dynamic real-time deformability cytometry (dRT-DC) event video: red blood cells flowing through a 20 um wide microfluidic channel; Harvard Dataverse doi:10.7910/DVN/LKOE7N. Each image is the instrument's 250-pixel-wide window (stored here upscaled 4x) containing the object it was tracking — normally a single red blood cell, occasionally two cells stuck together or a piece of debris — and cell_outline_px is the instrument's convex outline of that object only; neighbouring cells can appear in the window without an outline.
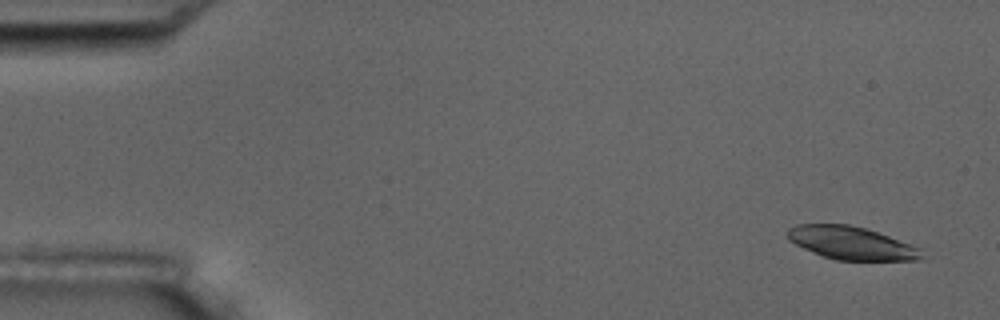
{"species": "common noctule bat (a hibernating species)", "species_latin": "Nyctalus noctula", "temperature_condition": "room temperature", "stored_images_in_passage": 4, "camera_frame_rate_fps": 3000, "um_per_image_px": 0.085, "animal": {"sex": "male", "body_mass_g": 17.5, "forearm_length_mm": 52.3}, "frame": {"image": 1, "passage_image": 1, "time_ms": 0.0, "image_size_px": [1000, 320], "cell_outline_px": [[920, 260], [836, 260], [824, 256], [804, 248], [788, 240], [788, 228], [796, 224], [848, 224], [864, 228], [888, 236], [920, 248]], "centroid_in_image_um": [72.32, 20.65], "position_along_channel_um": 12.7, "area_um2": 25.26}}
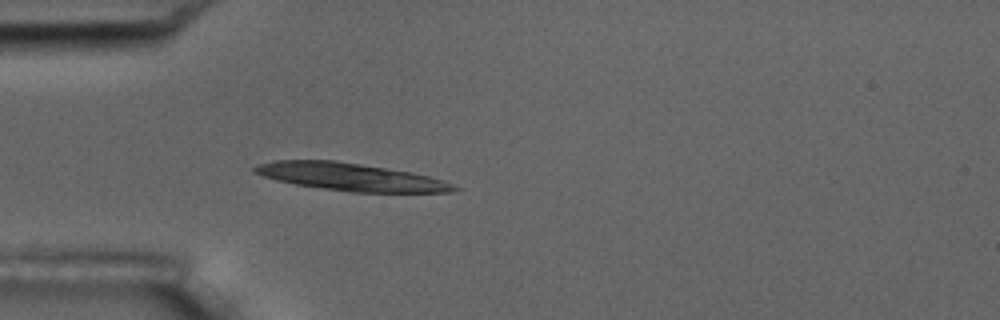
{"frame": {"image": 2, "passage_image": 4, "time_ms": 4.333, "image_size_px": [1000, 320], "cell_outline_px": [[460, 188], [452, 192], [352, 192], [296, 184], [276, 180], [252, 172], [252, 168], [260, 164], [276, 160], [336, 160], [412, 172], [428, 176], [452, 184]], "centroid_in_image_um": [29.78, 15.03], "position_along_channel_um": 55.2, "area_um2": 31.67}}